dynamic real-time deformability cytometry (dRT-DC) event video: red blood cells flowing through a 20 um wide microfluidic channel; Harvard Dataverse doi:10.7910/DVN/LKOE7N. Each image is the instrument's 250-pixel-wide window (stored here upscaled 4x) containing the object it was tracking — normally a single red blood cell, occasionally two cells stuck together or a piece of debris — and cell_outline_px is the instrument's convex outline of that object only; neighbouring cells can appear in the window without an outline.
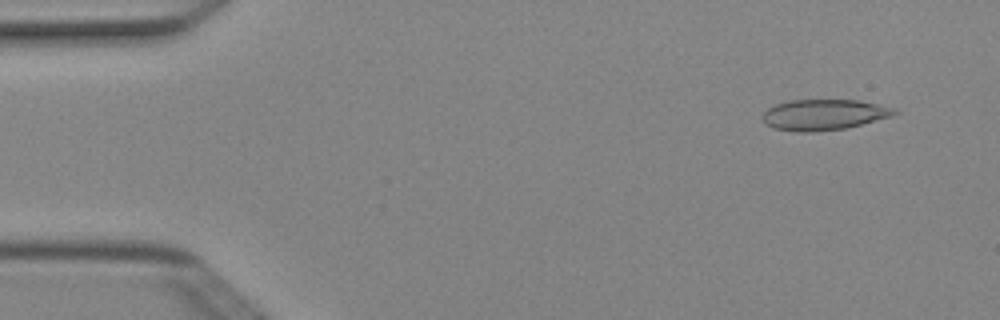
{"species": "Egyptian fruit bat (a non-hibernating species)", "species_latin": "Rousettus aegyptiacus", "temperature_condition": "cold", "stored_images_in_passage": 5, "camera_frame_rate_fps": 3000, "um_per_image_px": 0.085, "animal": {"sex": "female"}, "frame": {"image": 1, "passage_image": 2, "time_ms": 0.333, "image_size_px": [1000, 320], "cell_outline_px": [[900, 112], [892, 116], [844, 128], [812, 132], [800, 132], [776, 128], [764, 124], [760, 116], [768, 108], [776, 104], [788, 100], [860, 100], [896, 108]], "centroid_in_image_um": [70.02, 9.74], "position_along_channel_um": 15.0, "area_um2": 23.64}}
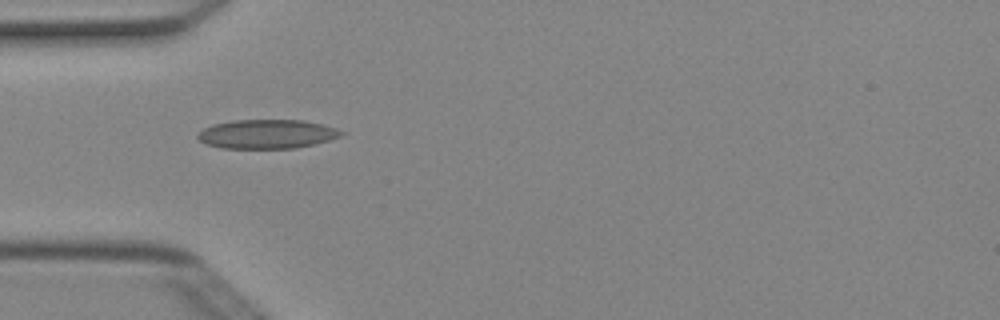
{"frame": {"image": 2, "passage_image": 5, "time_ms": 1.333, "image_size_px": [1000, 320], "cell_outline_px": [[344, 132], [340, 136], [316, 144], [296, 148], [220, 148], [204, 144], [196, 136], [204, 128], [212, 124], [236, 120], [304, 120], [336, 128]], "centroid_in_image_um": [22.67, 11.4], "position_along_channel_um": 62.3, "area_um2": 24.28}}